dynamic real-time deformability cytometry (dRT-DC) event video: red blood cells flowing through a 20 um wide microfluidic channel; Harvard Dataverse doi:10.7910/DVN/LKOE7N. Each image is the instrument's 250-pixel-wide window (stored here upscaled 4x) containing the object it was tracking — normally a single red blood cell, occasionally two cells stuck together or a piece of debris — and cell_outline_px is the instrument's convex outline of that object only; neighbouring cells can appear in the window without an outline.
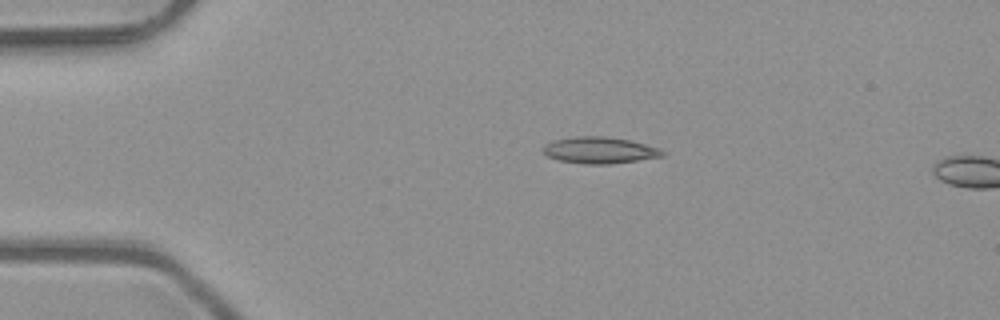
{"species": "common noctule bat (a hibernating species)", "species_latin": "Nyctalus noctula", "temperature_condition": "room temperature", "stored_images_in_passage": 13, "camera_frame_rate_fps": 3000, "um_per_image_px": 0.085, "animal": {"sex": "male", "body_mass_g": 23.1, "forearm_length_mm": 52.7}, "frame": {"image": 1, "passage_image": 10, "time_ms": 3.0, "image_size_px": [1000, 320], "cell_outline_px": [[664, 156], [608, 164], [584, 164], [560, 160], [548, 156], [544, 152], [544, 144], [556, 140], [580, 136], [600, 136], [628, 140], [660, 148], [664, 152]], "centroid_in_image_um": [50.97, 12.77], "position_along_channel_um": 34.0, "area_um2": 17.98}}